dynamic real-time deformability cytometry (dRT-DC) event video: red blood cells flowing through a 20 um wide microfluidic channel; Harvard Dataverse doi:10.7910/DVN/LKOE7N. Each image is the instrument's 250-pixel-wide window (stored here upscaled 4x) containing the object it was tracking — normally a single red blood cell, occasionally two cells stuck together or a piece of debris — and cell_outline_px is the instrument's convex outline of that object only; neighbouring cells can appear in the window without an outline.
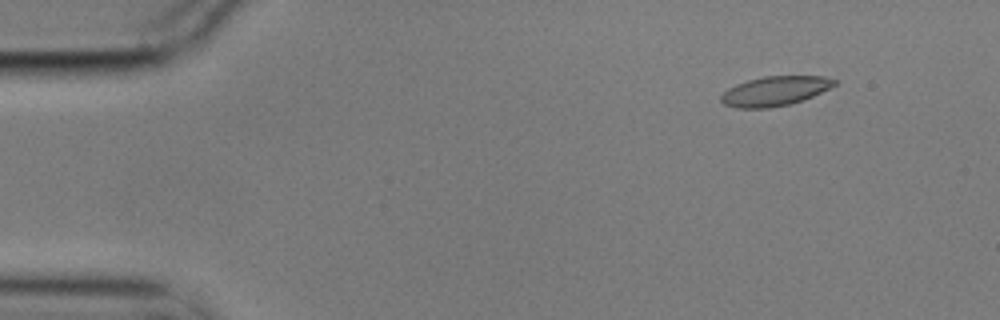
{"species": "common noctule bat (a hibernating species)", "species_latin": "Nyctalus noctula", "temperature_condition": "cold", "stored_images_in_passage": 6, "camera_frame_rate_fps": 3000, "um_per_image_px": 0.085, "animal": {"sex": "male", "body_mass_g": 17.9}, "frame": {"image": 1, "passage_image": 2, "time_ms": 0.333, "image_size_px": [1000, 320], "cell_outline_px": [[836, 84], [812, 96], [788, 104], [768, 108], [736, 108], [724, 104], [720, 100], [720, 96], [728, 88], [736, 84], [748, 80], [764, 76], [824, 76], [836, 80]], "centroid_in_image_um": [65.82, 7.73], "position_along_channel_um": 19.2, "area_um2": 19.25}}
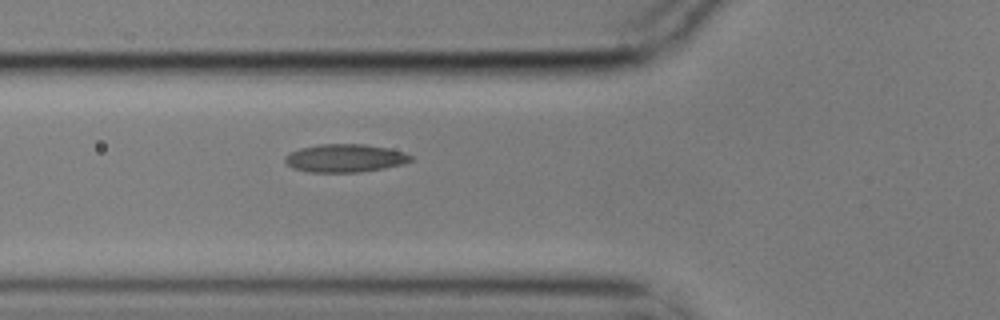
{"frame": {"image": 2, "passage_image": 6, "time_ms": 1.667, "image_size_px": [1000, 320], "cell_outline_px": [[412, 160], [400, 164], [384, 168], [356, 172], [312, 172], [292, 168], [284, 160], [284, 156], [300, 148], [320, 144], [364, 144], [388, 148], [404, 152], [412, 156]], "centroid_in_image_um": [29.31, 13.43], "position_along_channel_um": 96.5, "area_um2": 20.35}}